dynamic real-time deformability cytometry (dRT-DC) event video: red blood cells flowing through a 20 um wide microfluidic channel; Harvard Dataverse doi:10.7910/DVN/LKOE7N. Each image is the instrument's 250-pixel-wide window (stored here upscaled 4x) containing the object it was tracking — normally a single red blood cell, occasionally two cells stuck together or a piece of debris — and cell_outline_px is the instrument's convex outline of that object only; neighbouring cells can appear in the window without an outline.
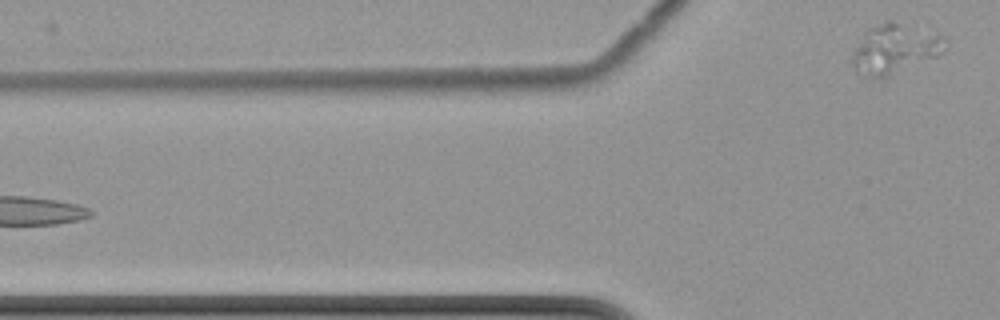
{"species": "common noctule bat (a hibernating species)", "species_latin": "Nyctalus noctula", "temperature_condition": "cold", "stored_images_in_passage": 6, "camera_frame_rate_fps": 3000, "um_per_image_px": 0.085, "animal": {"sex": "female", "body_mass_g": 22.7, "forearm_length_mm": 54.2}, "frame": {"image": 1, "passage_image": 6, "time_ms": 7.0, "image_size_px": [1000, 320], "cell_outline_px": [[948, 48], [936, 56], [884, 76], [856, 76], [852, 60], [856, 48], [872, 28], [888, 20], [892, 20], [936, 28], [948, 40]], "centroid_in_image_um": [76.21, 4.08], "position_along_channel_um": 49.6, "area_um2": 26.76}}